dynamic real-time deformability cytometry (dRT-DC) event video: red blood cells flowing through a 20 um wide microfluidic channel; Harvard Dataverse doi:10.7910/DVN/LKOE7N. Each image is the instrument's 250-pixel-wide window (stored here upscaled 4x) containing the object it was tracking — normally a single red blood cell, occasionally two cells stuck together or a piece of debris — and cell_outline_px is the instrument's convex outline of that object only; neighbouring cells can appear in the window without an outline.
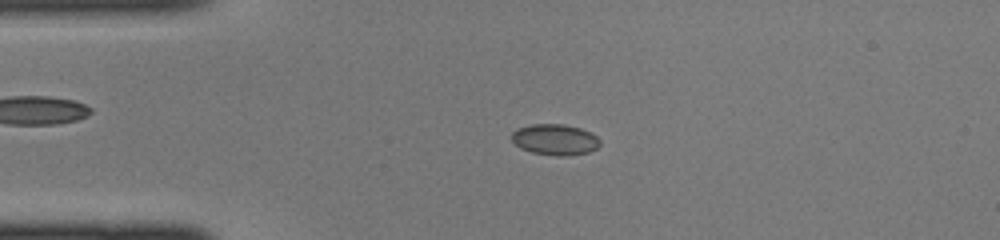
{"species": "common noctule bat (a hibernating species)", "species_latin": "Nyctalus noctula", "temperature_condition": "cold", "stored_images_in_passage": 43, "camera_frame_rate_fps": 3000, "um_per_image_px": 0.085, "animal": {"sex": "female", "body_mass_g": 22.0, "forearm_length_mm": 56.7}, "frame": {"image": 1, "passage_image": 9, "time_ms": 2.667, "image_size_px": [1000, 240], "cell_outline_px": [[600, 144], [596, 148], [588, 152], [568, 156], [556, 156], [532, 152], [520, 148], [512, 140], [512, 132], [516, 128], [532, 124], [564, 124], [580, 128], [596, 136], [600, 140]], "centroid_in_image_um": [47.16, 11.86], "position_along_channel_um": 37.8, "area_um2": 15.9}}
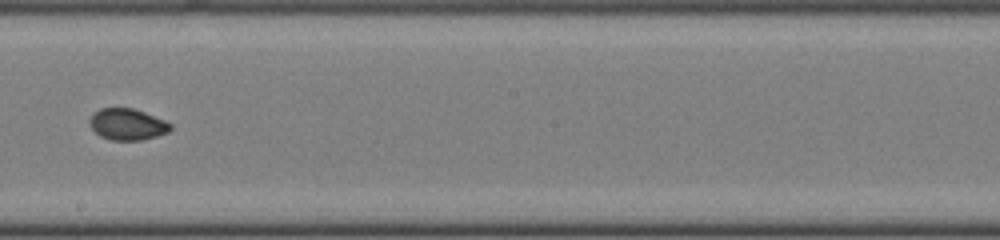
{"frame": {"image": 2, "passage_image": 24, "time_ms": 7.667, "image_size_px": [1000, 240], "cell_outline_px": [[172, 128], [168, 132], [156, 136], [140, 140], [112, 140], [100, 136], [88, 124], [88, 120], [92, 112], [100, 108], [132, 108], [144, 112], [164, 120], [172, 124]], "centroid_in_image_um": [10.79, 10.56], "position_along_channel_um": 237.4, "area_um2": 14.85}}
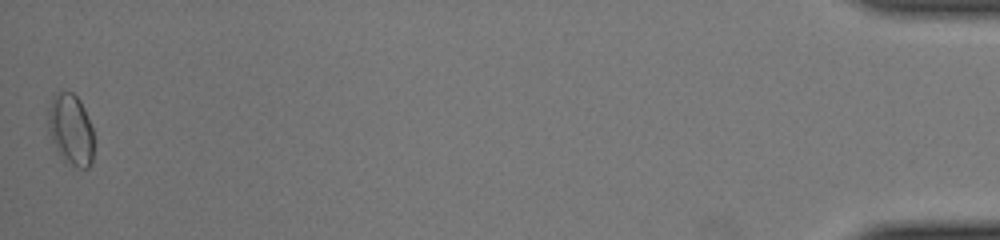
{"frame": {"image": 3, "passage_image": 43, "time_ms": 14.0, "image_size_px": [1000, 240], "cell_outline_px": [[92, 160], [88, 168], [76, 168], [64, 164], [52, 140], [48, 128], [48, 108], [52, 96], [56, 92], [72, 92], [80, 100], [84, 108], [92, 128]], "centroid_in_image_um": [5.99, 11.04], "position_along_channel_um": 429.2, "area_um2": 19.07}}